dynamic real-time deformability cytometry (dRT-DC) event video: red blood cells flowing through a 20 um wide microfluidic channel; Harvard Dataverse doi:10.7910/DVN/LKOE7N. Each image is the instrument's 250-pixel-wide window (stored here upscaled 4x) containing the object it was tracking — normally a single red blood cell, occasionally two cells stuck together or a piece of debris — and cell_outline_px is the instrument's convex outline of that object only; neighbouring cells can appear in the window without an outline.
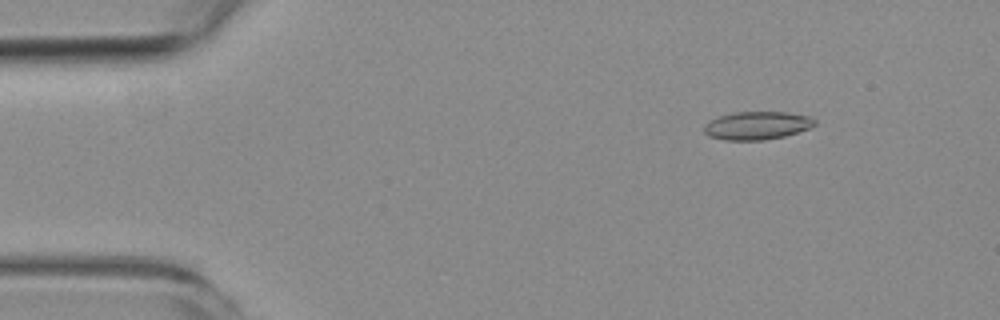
{"species": "common noctule bat (a hibernating species)", "species_latin": "Nyctalus noctula", "temperature_condition": "room temperature", "stored_images_in_passage": 5, "camera_frame_rate_fps": 3000, "um_per_image_px": 0.085, "animal": {"sex": "female", "body_mass_g": 19.3, "forearm_length_mm": 54.1}, "frame": {"image": 1, "passage_image": 2, "time_ms": 1.0, "image_size_px": [1000, 320], "cell_outline_px": [[816, 124], [808, 128], [784, 136], [764, 140], [724, 140], [708, 136], [704, 132], [704, 124], [720, 116], [736, 112], [788, 112], [812, 116], [816, 120]], "centroid_in_image_um": [64.36, 10.67], "position_along_channel_um": 20.6, "area_um2": 18.09}}